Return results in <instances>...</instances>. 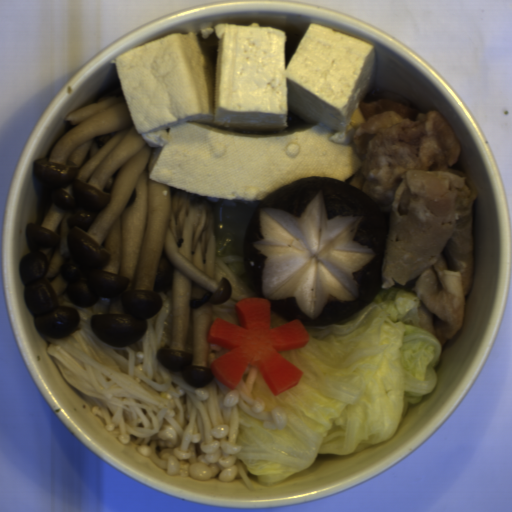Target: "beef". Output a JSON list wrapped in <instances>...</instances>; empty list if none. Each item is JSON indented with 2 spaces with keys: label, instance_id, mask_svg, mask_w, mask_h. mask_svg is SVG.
Instances as JSON below:
<instances>
[{
  "label": "beef",
  "instance_id": "33117281",
  "mask_svg": "<svg viewBox=\"0 0 512 512\" xmlns=\"http://www.w3.org/2000/svg\"><path fill=\"white\" fill-rule=\"evenodd\" d=\"M354 143L361 165L350 184L388 218L382 289L404 286L419 301V326L444 346L461 329L474 279L475 188L449 169L461 144L438 110L421 112L404 95L370 90Z\"/></svg>",
  "mask_w": 512,
  "mask_h": 512
}]
</instances>
